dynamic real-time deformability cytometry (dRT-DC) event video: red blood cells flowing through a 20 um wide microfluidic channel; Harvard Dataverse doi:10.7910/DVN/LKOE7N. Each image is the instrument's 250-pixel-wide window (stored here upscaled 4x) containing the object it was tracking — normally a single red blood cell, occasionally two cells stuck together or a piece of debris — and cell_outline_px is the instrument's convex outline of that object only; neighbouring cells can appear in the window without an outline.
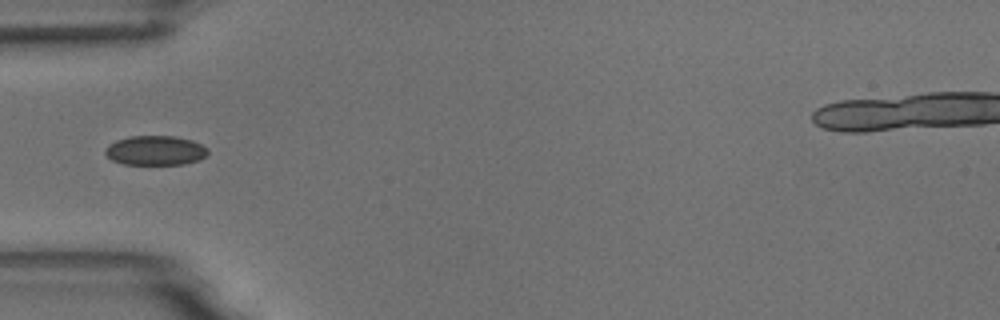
{"species": "common noctule bat (a hibernating species)", "species_latin": "Nyctalus noctula", "temperature_condition": "room temperature", "stored_images_in_passage": 6, "camera_frame_rate_fps": 3000, "um_per_image_px": 0.085, "animal": {"sex": "male", "body_mass_g": 18.8}, "frame": {"image": 1, "passage_image": 6, "time_ms": 5.667, "image_size_px": [1000, 320], "cell_outline_px": [[208, 156], [200, 160], [184, 164], [124, 164], [112, 160], [104, 152], [108, 144], [116, 140], [132, 136], [172, 136], [192, 140], [208, 148]], "centroid_in_image_um": [13.23, 12.79], "position_along_channel_um": 71.8, "area_um2": 17.69}}